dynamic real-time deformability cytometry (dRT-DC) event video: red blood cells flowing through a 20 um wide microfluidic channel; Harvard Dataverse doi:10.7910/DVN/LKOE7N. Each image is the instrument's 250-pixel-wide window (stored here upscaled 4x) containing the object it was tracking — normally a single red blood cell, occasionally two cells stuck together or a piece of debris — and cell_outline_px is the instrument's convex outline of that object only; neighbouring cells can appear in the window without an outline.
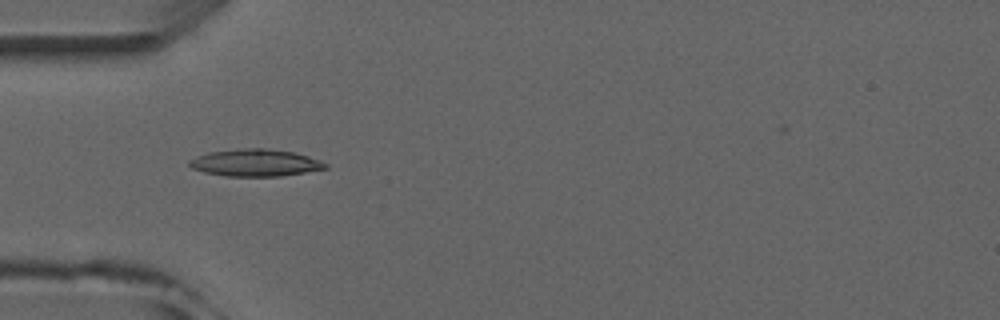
{"species": "common noctule bat (a hibernating species)", "species_latin": "Nyctalus noctula", "temperature_condition": "room temperature", "stored_images_in_passage": 6, "camera_frame_rate_fps": 3000, "um_per_image_px": 0.085, "animal": {"sex": "male", "forearm_length_mm": 52.5}, "frame": {"image": 1, "passage_image": 5, "time_ms": 5.667, "image_size_px": [1000, 320], "cell_outline_px": [[328, 168], [280, 176], [224, 176], [204, 172], [192, 168], [188, 164], [188, 160], [196, 156], [208, 152], [240, 148], [268, 148], [296, 152], [320, 160], [328, 164]], "centroid_in_image_um": [21.69, 13.82], "position_along_channel_um": 63.3, "area_um2": 21.68}}
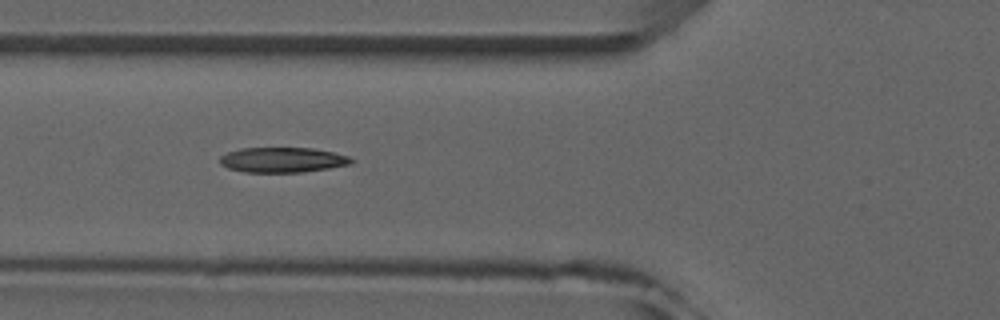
{"frame": {"image": 2, "passage_image": 6, "time_ms": 6.667, "image_size_px": [1000, 320], "cell_outline_px": [[356, 160], [352, 164], [328, 168], [300, 172], [244, 172], [228, 168], [220, 164], [220, 156], [228, 152], [240, 148], [312, 148], [352, 156]], "centroid_in_image_um": [24.05, 13.59], "position_along_channel_um": 101.7, "area_um2": 19.31}}